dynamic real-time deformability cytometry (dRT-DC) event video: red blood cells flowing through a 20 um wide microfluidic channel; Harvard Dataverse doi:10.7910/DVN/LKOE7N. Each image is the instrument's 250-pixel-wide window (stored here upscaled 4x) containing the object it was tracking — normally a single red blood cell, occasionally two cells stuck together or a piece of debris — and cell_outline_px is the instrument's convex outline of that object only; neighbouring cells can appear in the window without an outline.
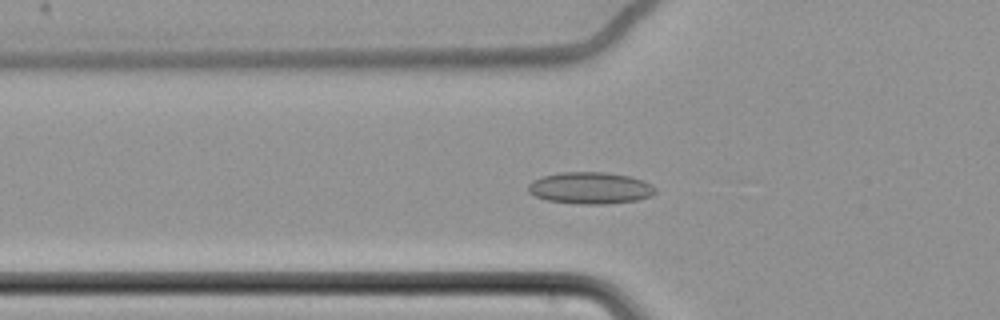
{"species": "common noctule bat (a hibernating species)", "species_latin": "Nyctalus noctula", "temperature_condition": "cold", "stored_images_in_passage": 44, "camera_frame_rate_fps": 3000, "um_per_image_px": 0.085, "animal": {"sex": "female", "body_mass_g": 22.7, "forearm_length_mm": 54.2}, "frame": {"image": 1, "passage_image": 4, "time_ms": 1.0, "image_size_px": [1000, 320], "cell_outline_px": [[656, 192], [652, 196], [636, 200], [604, 204], [580, 204], [548, 200], [536, 196], [528, 192], [528, 184], [532, 180], [540, 176], [560, 172], [604, 172], [632, 176], [644, 180], [652, 184], [656, 188]], "centroid_in_image_um": [50.19, 15.96], "position_along_channel_um": 75.6, "area_um2": 23.76}}
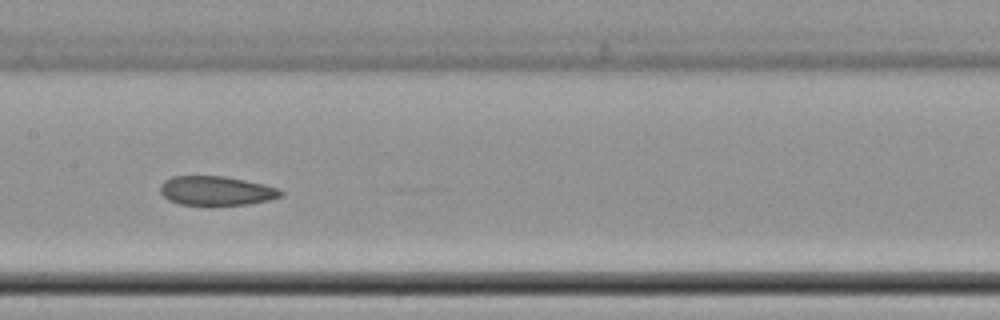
{"frame": {"image": 2, "passage_image": 14, "time_ms": 4.333, "image_size_px": [1000, 320], "cell_outline_px": [[284, 196], [268, 200], [248, 204], [212, 208], [204, 208], [180, 204], [168, 200], [160, 192], [160, 184], [164, 180], [172, 176], [224, 176], [264, 184], [280, 188], [284, 192]], "centroid_in_image_um": [18.38, 16.26], "position_along_channel_um": 189.0, "area_um2": 21.56}}
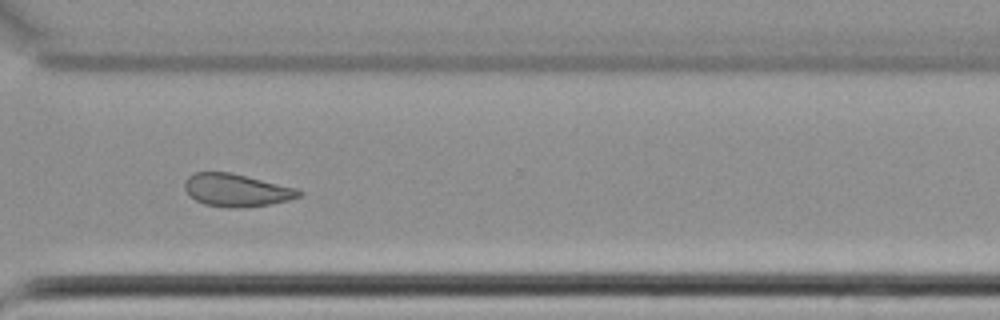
{"frame": {"image": 3, "passage_image": 28, "time_ms": 9.0, "image_size_px": [1000, 320], "cell_outline_px": [[304, 192], [300, 196], [288, 200], [268, 204], [244, 208], [228, 208], [204, 204], [196, 200], [184, 188], [184, 180], [188, 176], [196, 172], [228, 172], [296, 188]], "centroid_in_image_um": [20.08, 16.17], "position_along_channel_um": 350.5, "area_um2": 21.56}}